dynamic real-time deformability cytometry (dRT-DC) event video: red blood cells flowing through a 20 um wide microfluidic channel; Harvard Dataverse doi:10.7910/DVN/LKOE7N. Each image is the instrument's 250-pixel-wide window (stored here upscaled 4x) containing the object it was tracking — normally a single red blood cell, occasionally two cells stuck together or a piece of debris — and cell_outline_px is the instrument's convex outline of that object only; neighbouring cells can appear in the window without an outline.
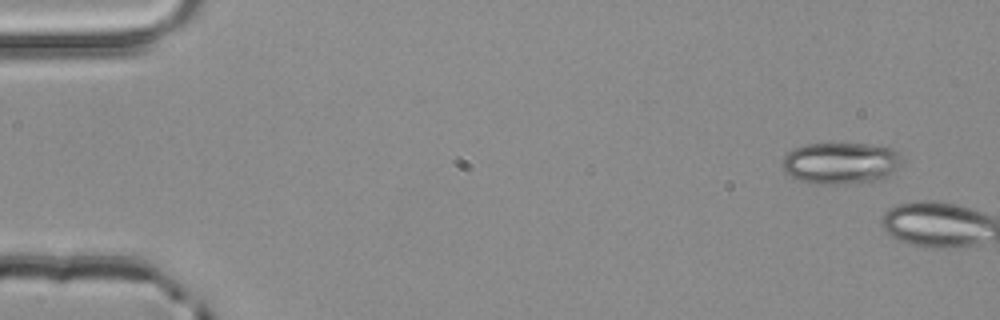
{"species": "common noctule bat (a hibernating species)", "species_latin": "Nyctalus noctula", "temperature_condition": "room temperature", "stored_images_in_passage": 5, "camera_frame_rate_fps": 3000, "um_per_image_px": 0.085, "animal": {"sex": "male", "body_mass_g": 20.4}, "frame": {"image": 1, "passage_image": 1, "time_ms": 0.0, "image_size_px": [1000, 320], "cell_outline_px": [[900, 164], [884, 180], [844, 184], [812, 184], [800, 180], [784, 172], [784, 156], [792, 148], [804, 144], [868, 144], [892, 148], [900, 156]], "centroid_in_image_um": [71.45, 13.87], "position_along_channel_um": 13.5, "area_um2": 29.02}}